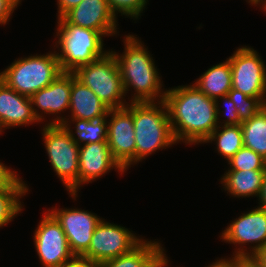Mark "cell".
<instances>
[{"label": "cell", "mask_w": 266, "mask_h": 267, "mask_svg": "<svg viewBox=\"0 0 266 267\" xmlns=\"http://www.w3.org/2000/svg\"><path fill=\"white\" fill-rule=\"evenodd\" d=\"M124 52L112 51L117 59L125 94L134 89L130 102H159L164 100L166 91L157 66L144 43L133 34L124 37ZM159 97V98H158Z\"/></svg>", "instance_id": "obj_2"}, {"label": "cell", "mask_w": 266, "mask_h": 267, "mask_svg": "<svg viewBox=\"0 0 266 267\" xmlns=\"http://www.w3.org/2000/svg\"><path fill=\"white\" fill-rule=\"evenodd\" d=\"M43 141L51 166L72 199L78 192L79 145L63 125H45Z\"/></svg>", "instance_id": "obj_7"}, {"label": "cell", "mask_w": 266, "mask_h": 267, "mask_svg": "<svg viewBox=\"0 0 266 267\" xmlns=\"http://www.w3.org/2000/svg\"><path fill=\"white\" fill-rule=\"evenodd\" d=\"M220 101L223 102V105L225 106L223 111H221L222 109H220L221 108V102ZM215 102H216L218 126H222L223 123H224L223 124L224 126L241 125L242 121L239 118L237 109L235 108V104L228 97V95L216 98ZM222 113L224 114L223 116L221 115ZM219 116H222L223 118L226 117V118L222 120V119H220ZM220 120H222L223 122L221 123Z\"/></svg>", "instance_id": "obj_29"}, {"label": "cell", "mask_w": 266, "mask_h": 267, "mask_svg": "<svg viewBox=\"0 0 266 267\" xmlns=\"http://www.w3.org/2000/svg\"><path fill=\"white\" fill-rule=\"evenodd\" d=\"M107 118L108 117H104L99 120L90 121L84 119H71L66 120L63 123V126L69 131L73 141L79 146L88 143L107 142ZM71 123H75V132L70 127L71 125H69Z\"/></svg>", "instance_id": "obj_22"}, {"label": "cell", "mask_w": 266, "mask_h": 267, "mask_svg": "<svg viewBox=\"0 0 266 267\" xmlns=\"http://www.w3.org/2000/svg\"><path fill=\"white\" fill-rule=\"evenodd\" d=\"M38 123L30 97L8 87L0 80V126L3 129Z\"/></svg>", "instance_id": "obj_17"}, {"label": "cell", "mask_w": 266, "mask_h": 267, "mask_svg": "<svg viewBox=\"0 0 266 267\" xmlns=\"http://www.w3.org/2000/svg\"><path fill=\"white\" fill-rule=\"evenodd\" d=\"M33 237L42 267H61L74 257L60 223L48 210L43 214Z\"/></svg>", "instance_id": "obj_12"}, {"label": "cell", "mask_w": 266, "mask_h": 267, "mask_svg": "<svg viewBox=\"0 0 266 267\" xmlns=\"http://www.w3.org/2000/svg\"><path fill=\"white\" fill-rule=\"evenodd\" d=\"M227 95L235 104V108L242 122L251 119L266 106V98L251 97L233 88Z\"/></svg>", "instance_id": "obj_26"}, {"label": "cell", "mask_w": 266, "mask_h": 267, "mask_svg": "<svg viewBox=\"0 0 266 267\" xmlns=\"http://www.w3.org/2000/svg\"><path fill=\"white\" fill-rule=\"evenodd\" d=\"M62 73L56 51L19 58L0 72V80L21 95L31 97Z\"/></svg>", "instance_id": "obj_5"}, {"label": "cell", "mask_w": 266, "mask_h": 267, "mask_svg": "<svg viewBox=\"0 0 266 267\" xmlns=\"http://www.w3.org/2000/svg\"><path fill=\"white\" fill-rule=\"evenodd\" d=\"M75 78L73 72H62L47 87L30 97L33 113L39 122L45 120L44 115L42 116L43 113L49 115L57 113L56 115L59 114V117L51 119L53 121L50 120L47 125H63L66 116L62 117L61 112L69 110L72 81ZM39 110L42 112L40 113Z\"/></svg>", "instance_id": "obj_14"}, {"label": "cell", "mask_w": 266, "mask_h": 267, "mask_svg": "<svg viewBox=\"0 0 266 267\" xmlns=\"http://www.w3.org/2000/svg\"><path fill=\"white\" fill-rule=\"evenodd\" d=\"M73 74L92 90L110 109L126 107L128 103L117 59L109 50L103 57L80 66ZM124 101V102H123ZM126 102V103H125Z\"/></svg>", "instance_id": "obj_6"}, {"label": "cell", "mask_w": 266, "mask_h": 267, "mask_svg": "<svg viewBox=\"0 0 266 267\" xmlns=\"http://www.w3.org/2000/svg\"><path fill=\"white\" fill-rule=\"evenodd\" d=\"M111 11L118 16V12L126 17L137 20L141 17L148 0H107Z\"/></svg>", "instance_id": "obj_28"}, {"label": "cell", "mask_w": 266, "mask_h": 267, "mask_svg": "<svg viewBox=\"0 0 266 267\" xmlns=\"http://www.w3.org/2000/svg\"><path fill=\"white\" fill-rule=\"evenodd\" d=\"M82 0H57L58 17H62L66 12L77 6Z\"/></svg>", "instance_id": "obj_34"}, {"label": "cell", "mask_w": 266, "mask_h": 267, "mask_svg": "<svg viewBox=\"0 0 266 267\" xmlns=\"http://www.w3.org/2000/svg\"><path fill=\"white\" fill-rule=\"evenodd\" d=\"M136 164L159 149L176 143L164 101L132 102Z\"/></svg>", "instance_id": "obj_3"}, {"label": "cell", "mask_w": 266, "mask_h": 267, "mask_svg": "<svg viewBox=\"0 0 266 267\" xmlns=\"http://www.w3.org/2000/svg\"><path fill=\"white\" fill-rule=\"evenodd\" d=\"M107 142L112 157L125 170L136 164V143L132 116V102L126 107L109 109L107 114Z\"/></svg>", "instance_id": "obj_11"}, {"label": "cell", "mask_w": 266, "mask_h": 267, "mask_svg": "<svg viewBox=\"0 0 266 267\" xmlns=\"http://www.w3.org/2000/svg\"><path fill=\"white\" fill-rule=\"evenodd\" d=\"M248 3L252 4V5H260V8H263L266 5V0H247Z\"/></svg>", "instance_id": "obj_39"}, {"label": "cell", "mask_w": 266, "mask_h": 267, "mask_svg": "<svg viewBox=\"0 0 266 267\" xmlns=\"http://www.w3.org/2000/svg\"><path fill=\"white\" fill-rule=\"evenodd\" d=\"M159 241L143 239L130 252L99 264V267H148L162 252Z\"/></svg>", "instance_id": "obj_21"}, {"label": "cell", "mask_w": 266, "mask_h": 267, "mask_svg": "<svg viewBox=\"0 0 266 267\" xmlns=\"http://www.w3.org/2000/svg\"><path fill=\"white\" fill-rule=\"evenodd\" d=\"M22 0H0V24L6 25Z\"/></svg>", "instance_id": "obj_31"}, {"label": "cell", "mask_w": 266, "mask_h": 267, "mask_svg": "<svg viewBox=\"0 0 266 267\" xmlns=\"http://www.w3.org/2000/svg\"><path fill=\"white\" fill-rule=\"evenodd\" d=\"M232 72V88L248 96L266 98V66L253 47L243 46L227 58Z\"/></svg>", "instance_id": "obj_9"}, {"label": "cell", "mask_w": 266, "mask_h": 267, "mask_svg": "<svg viewBox=\"0 0 266 267\" xmlns=\"http://www.w3.org/2000/svg\"><path fill=\"white\" fill-rule=\"evenodd\" d=\"M142 240L127 228L102 219L93 232L88 250L82 257L100 264L130 252Z\"/></svg>", "instance_id": "obj_10"}, {"label": "cell", "mask_w": 266, "mask_h": 267, "mask_svg": "<svg viewBox=\"0 0 266 267\" xmlns=\"http://www.w3.org/2000/svg\"><path fill=\"white\" fill-rule=\"evenodd\" d=\"M259 267H266V245L250 257Z\"/></svg>", "instance_id": "obj_35"}, {"label": "cell", "mask_w": 266, "mask_h": 267, "mask_svg": "<svg viewBox=\"0 0 266 267\" xmlns=\"http://www.w3.org/2000/svg\"><path fill=\"white\" fill-rule=\"evenodd\" d=\"M212 141L215 142L218 153L229 162L244 146L241 125L218 126L204 143H213Z\"/></svg>", "instance_id": "obj_24"}, {"label": "cell", "mask_w": 266, "mask_h": 267, "mask_svg": "<svg viewBox=\"0 0 266 267\" xmlns=\"http://www.w3.org/2000/svg\"><path fill=\"white\" fill-rule=\"evenodd\" d=\"M265 170H228L221 177L223 189L231 196L250 197L259 196Z\"/></svg>", "instance_id": "obj_19"}, {"label": "cell", "mask_w": 266, "mask_h": 267, "mask_svg": "<svg viewBox=\"0 0 266 267\" xmlns=\"http://www.w3.org/2000/svg\"><path fill=\"white\" fill-rule=\"evenodd\" d=\"M206 267H230L225 261L217 260Z\"/></svg>", "instance_id": "obj_38"}, {"label": "cell", "mask_w": 266, "mask_h": 267, "mask_svg": "<svg viewBox=\"0 0 266 267\" xmlns=\"http://www.w3.org/2000/svg\"><path fill=\"white\" fill-rule=\"evenodd\" d=\"M254 208L234 219L220 234L222 241L240 246L236 247L232 258H250L266 245V209L258 206ZM246 243L253 244L249 245L251 248L248 251L244 246Z\"/></svg>", "instance_id": "obj_8"}, {"label": "cell", "mask_w": 266, "mask_h": 267, "mask_svg": "<svg viewBox=\"0 0 266 267\" xmlns=\"http://www.w3.org/2000/svg\"><path fill=\"white\" fill-rule=\"evenodd\" d=\"M69 24L101 32L104 36L117 35V16L107 0H82L62 16Z\"/></svg>", "instance_id": "obj_15"}, {"label": "cell", "mask_w": 266, "mask_h": 267, "mask_svg": "<svg viewBox=\"0 0 266 267\" xmlns=\"http://www.w3.org/2000/svg\"><path fill=\"white\" fill-rule=\"evenodd\" d=\"M168 259L164 252H162L148 267H167Z\"/></svg>", "instance_id": "obj_37"}, {"label": "cell", "mask_w": 266, "mask_h": 267, "mask_svg": "<svg viewBox=\"0 0 266 267\" xmlns=\"http://www.w3.org/2000/svg\"><path fill=\"white\" fill-rule=\"evenodd\" d=\"M61 267H99V263L82 256H74L70 261L64 263Z\"/></svg>", "instance_id": "obj_32"}, {"label": "cell", "mask_w": 266, "mask_h": 267, "mask_svg": "<svg viewBox=\"0 0 266 267\" xmlns=\"http://www.w3.org/2000/svg\"><path fill=\"white\" fill-rule=\"evenodd\" d=\"M258 207L266 209V170L263 175V180H262V188L260 190L259 196H258Z\"/></svg>", "instance_id": "obj_36"}, {"label": "cell", "mask_w": 266, "mask_h": 267, "mask_svg": "<svg viewBox=\"0 0 266 267\" xmlns=\"http://www.w3.org/2000/svg\"><path fill=\"white\" fill-rule=\"evenodd\" d=\"M164 102L176 143H204L218 127L215 99L194 84L166 89Z\"/></svg>", "instance_id": "obj_1"}, {"label": "cell", "mask_w": 266, "mask_h": 267, "mask_svg": "<svg viewBox=\"0 0 266 267\" xmlns=\"http://www.w3.org/2000/svg\"><path fill=\"white\" fill-rule=\"evenodd\" d=\"M60 223L74 256H82L89 248L97 225L103 218L82 209L53 208L48 210Z\"/></svg>", "instance_id": "obj_13"}, {"label": "cell", "mask_w": 266, "mask_h": 267, "mask_svg": "<svg viewBox=\"0 0 266 267\" xmlns=\"http://www.w3.org/2000/svg\"><path fill=\"white\" fill-rule=\"evenodd\" d=\"M263 11H265V13H266V5L263 7Z\"/></svg>", "instance_id": "obj_40"}, {"label": "cell", "mask_w": 266, "mask_h": 267, "mask_svg": "<svg viewBox=\"0 0 266 267\" xmlns=\"http://www.w3.org/2000/svg\"><path fill=\"white\" fill-rule=\"evenodd\" d=\"M28 189H0V228L8 225L23 210L20 199Z\"/></svg>", "instance_id": "obj_25"}, {"label": "cell", "mask_w": 266, "mask_h": 267, "mask_svg": "<svg viewBox=\"0 0 266 267\" xmlns=\"http://www.w3.org/2000/svg\"><path fill=\"white\" fill-rule=\"evenodd\" d=\"M109 109L87 86L76 78L72 81L69 107L71 118L67 117L66 120H99L107 117Z\"/></svg>", "instance_id": "obj_18"}, {"label": "cell", "mask_w": 266, "mask_h": 267, "mask_svg": "<svg viewBox=\"0 0 266 267\" xmlns=\"http://www.w3.org/2000/svg\"><path fill=\"white\" fill-rule=\"evenodd\" d=\"M206 96L216 99L226 96L232 89V72L230 62L213 65L205 71L194 83Z\"/></svg>", "instance_id": "obj_20"}, {"label": "cell", "mask_w": 266, "mask_h": 267, "mask_svg": "<svg viewBox=\"0 0 266 267\" xmlns=\"http://www.w3.org/2000/svg\"><path fill=\"white\" fill-rule=\"evenodd\" d=\"M121 175L125 170L112 157L108 142L88 143L79 146L78 189L83 184L92 183L110 170ZM81 185V186H80Z\"/></svg>", "instance_id": "obj_16"}, {"label": "cell", "mask_w": 266, "mask_h": 267, "mask_svg": "<svg viewBox=\"0 0 266 267\" xmlns=\"http://www.w3.org/2000/svg\"><path fill=\"white\" fill-rule=\"evenodd\" d=\"M57 23L54 48H59L56 55L62 72H74L109 52L103 48L101 32L69 24L63 17Z\"/></svg>", "instance_id": "obj_4"}, {"label": "cell", "mask_w": 266, "mask_h": 267, "mask_svg": "<svg viewBox=\"0 0 266 267\" xmlns=\"http://www.w3.org/2000/svg\"><path fill=\"white\" fill-rule=\"evenodd\" d=\"M228 170H266V160L253 150L242 147L228 162Z\"/></svg>", "instance_id": "obj_27"}, {"label": "cell", "mask_w": 266, "mask_h": 267, "mask_svg": "<svg viewBox=\"0 0 266 267\" xmlns=\"http://www.w3.org/2000/svg\"><path fill=\"white\" fill-rule=\"evenodd\" d=\"M221 261H225L230 267H259L252 259L250 258H221Z\"/></svg>", "instance_id": "obj_33"}, {"label": "cell", "mask_w": 266, "mask_h": 267, "mask_svg": "<svg viewBox=\"0 0 266 267\" xmlns=\"http://www.w3.org/2000/svg\"><path fill=\"white\" fill-rule=\"evenodd\" d=\"M16 171L0 162V189H29Z\"/></svg>", "instance_id": "obj_30"}, {"label": "cell", "mask_w": 266, "mask_h": 267, "mask_svg": "<svg viewBox=\"0 0 266 267\" xmlns=\"http://www.w3.org/2000/svg\"><path fill=\"white\" fill-rule=\"evenodd\" d=\"M244 147L249 148L266 160V106L251 119L241 123Z\"/></svg>", "instance_id": "obj_23"}]
</instances>
